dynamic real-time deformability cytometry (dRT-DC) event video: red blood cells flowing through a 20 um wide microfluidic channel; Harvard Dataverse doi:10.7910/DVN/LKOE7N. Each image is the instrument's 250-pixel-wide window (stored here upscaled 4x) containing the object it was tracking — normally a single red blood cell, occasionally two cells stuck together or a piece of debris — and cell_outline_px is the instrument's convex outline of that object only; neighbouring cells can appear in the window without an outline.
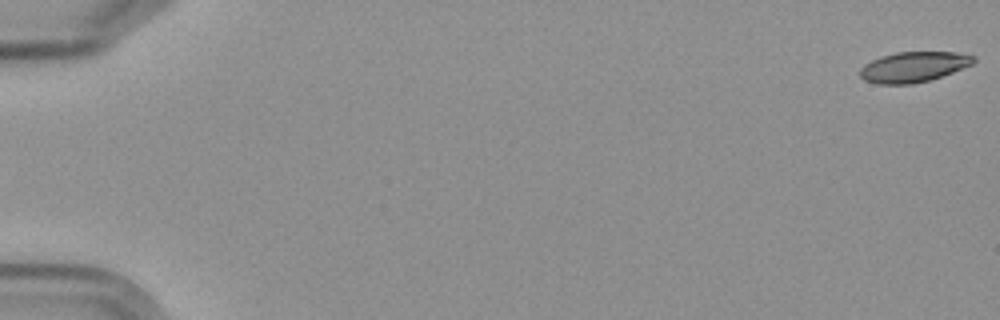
{"species": "Egyptian fruit bat (a non-hibernating species)", "species_latin": "Rousettus aegyptiacus", "temperature_condition": "cold", "stored_images_in_passage": 6, "camera_frame_rate_fps": 3000, "um_per_image_px": 0.085, "frame": {"image": 1, "passage_image": 6, "time_ms": 6.667, "image_size_px": [1000, 320], "cell_outline_px": [[976, 60], [972, 64], [952, 72], [928, 80], [912, 84], [876, 84], [864, 80], [860, 76], [860, 68], [864, 64], [880, 56], [896, 52], [956, 52], [976, 56]], "centroid_in_image_um": [77.62, 5.68], "position_along_channel_um": 7.4, "area_um2": 20.06}}